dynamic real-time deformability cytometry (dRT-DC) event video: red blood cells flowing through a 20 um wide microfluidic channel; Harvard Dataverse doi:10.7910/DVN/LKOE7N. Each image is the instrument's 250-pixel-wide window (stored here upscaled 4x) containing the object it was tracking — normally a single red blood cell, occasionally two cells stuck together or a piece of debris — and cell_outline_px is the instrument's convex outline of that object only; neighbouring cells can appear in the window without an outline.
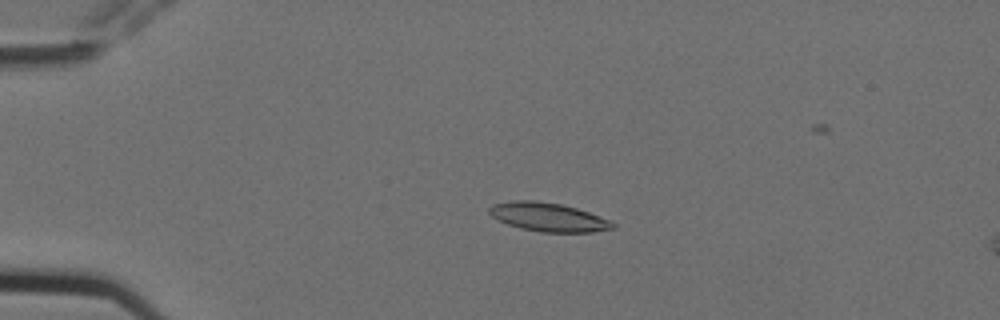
{"species": "Egyptian fruit bat (a non-hibernating species)", "species_latin": "Rousettus aegyptiacus", "temperature_condition": "cold", "stored_images_in_passage": 5, "camera_frame_rate_fps": 3000, "um_per_image_px": 0.085, "animal": {"sex": "female"}, "frame": {"image": 1, "passage_image": 3, "time_ms": 0.667, "image_size_px": [1000, 320], "cell_outline_px": [[616, 228], [592, 232], [540, 232], [520, 228], [508, 224], [492, 216], [488, 212], [488, 208], [492, 204], [512, 200], [536, 200], [560, 204], [576, 208], [588, 212], [608, 220], [616, 224]], "centroid_in_image_um": [46.58, 18.45], "position_along_channel_um": 38.4, "area_um2": 20.58}}